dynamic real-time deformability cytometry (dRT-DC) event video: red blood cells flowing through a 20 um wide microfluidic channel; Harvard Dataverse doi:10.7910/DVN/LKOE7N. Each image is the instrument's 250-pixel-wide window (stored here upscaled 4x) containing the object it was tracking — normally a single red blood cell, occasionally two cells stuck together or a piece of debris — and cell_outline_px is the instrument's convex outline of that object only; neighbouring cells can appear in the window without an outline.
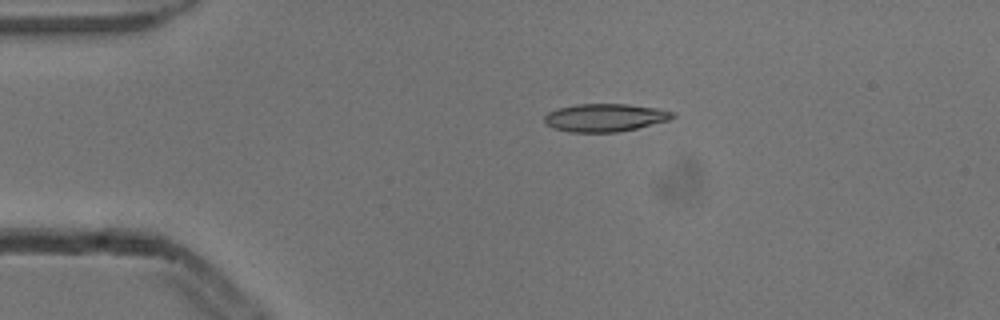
{"species": "common noctule bat (a hibernating species)", "species_latin": "Nyctalus noctula", "temperature_condition": "cold", "stored_images_in_passage": 2, "camera_frame_rate_fps": 3000, "um_per_image_px": 0.085, "animal": {"sex": "male", "body_mass_g": 13.3}, "frame": {"image": 1, "passage_image": 1, "time_ms": 0.0, "image_size_px": [1000, 320], "cell_outline_px": [[676, 116], [668, 120], [636, 128], [616, 132], [568, 132], [552, 128], [544, 120], [544, 116], [548, 112], [556, 108], [576, 104], [628, 104], [660, 108], [672, 112]], "centroid_in_image_um": [51.4, 9.99], "position_along_channel_um": 33.6, "area_um2": 20.87}}